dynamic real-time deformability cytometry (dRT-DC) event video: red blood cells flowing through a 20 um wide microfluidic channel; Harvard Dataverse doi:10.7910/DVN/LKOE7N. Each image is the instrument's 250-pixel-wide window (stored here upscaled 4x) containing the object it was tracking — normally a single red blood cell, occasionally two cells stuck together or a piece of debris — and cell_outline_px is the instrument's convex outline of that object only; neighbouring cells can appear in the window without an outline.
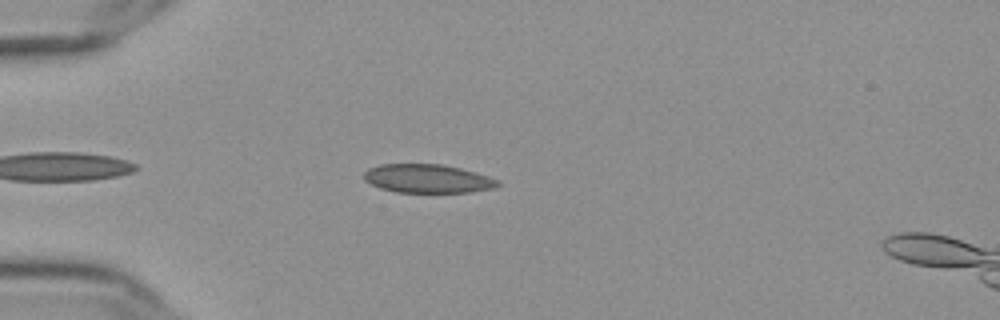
{"species": "Egyptian fruit bat (a non-hibernating species)", "species_latin": "Rousettus aegyptiacus", "temperature_condition": "cold", "stored_images_in_passage": 46, "camera_frame_rate_fps": 3000, "um_per_image_px": 0.085, "frame": {"image": 1, "passage_image": 6, "time_ms": 1.667, "image_size_px": [1000, 320], "cell_outline_px": [[500, 184], [492, 188], [468, 192], [396, 192], [380, 188], [364, 180], [364, 172], [368, 168], [380, 164], [444, 164], [460, 168], [488, 176], [500, 180]], "centroid_in_image_um": [36.32, 15.17], "position_along_channel_um": 48.7, "area_um2": 22.25}}
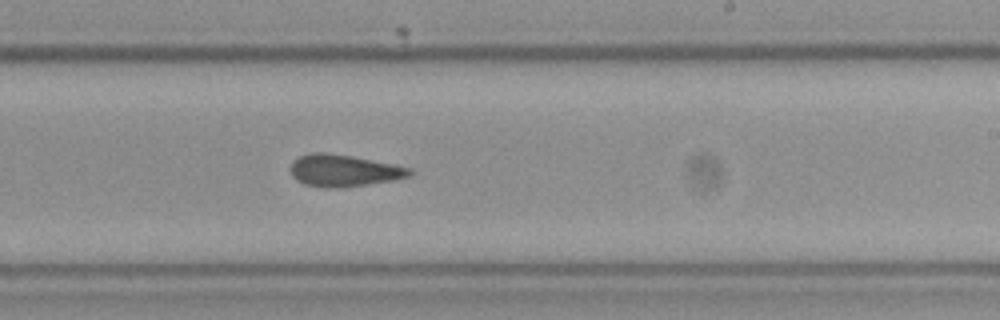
{"frame": {"image": 2, "passage_image": 25, "time_ms": 8.0, "image_size_px": [1000, 320], "cell_outline_px": [[412, 172], [408, 176], [388, 180], [340, 188], [324, 188], [304, 184], [296, 180], [292, 176], [292, 164], [300, 156], [316, 152], [320, 152], [352, 156], [412, 168]], "centroid_in_image_um": [29.19, 14.5], "position_along_channel_um": 259.8, "area_um2": 21.56}}
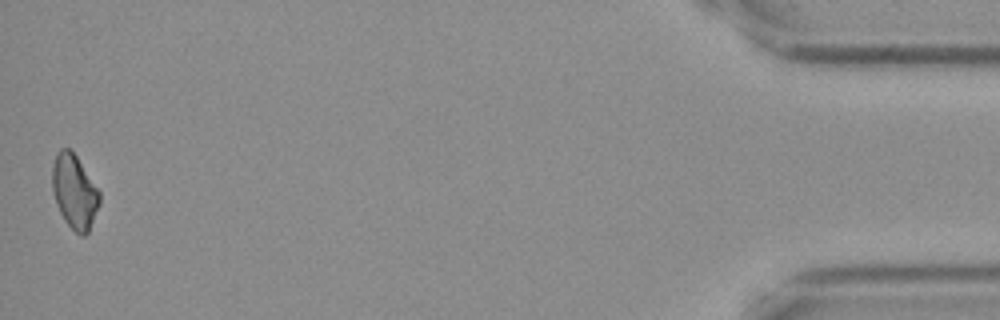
{"frame": {"image": 3, "passage_image": 46, "time_ms": 15.0, "image_size_px": [1000, 320], "cell_outline_px": [[100, 204], [88, 232], [84, 236], [80, 236], [64, 220], [56, 204], [52, 192], [52, 164], [56, 152], [60, 148], [68, 148], [76, 156], [100, 192]], "centroid_in_image_um": [6.31, 16.29], "position_along_channel_um": 428.9, "area_um2": 20.4}, "authors_computed_cell_mechanics": {"area_um2": 22.0507, "velocity_mm_per_s": 3.6283, "shape_relaxation_time_tau1_ms": null, "shape_relaxation_time_tau2_ms": 2.2807, "deformation_change_tau1": null, "deformation_change_tau2": 0.0883}}